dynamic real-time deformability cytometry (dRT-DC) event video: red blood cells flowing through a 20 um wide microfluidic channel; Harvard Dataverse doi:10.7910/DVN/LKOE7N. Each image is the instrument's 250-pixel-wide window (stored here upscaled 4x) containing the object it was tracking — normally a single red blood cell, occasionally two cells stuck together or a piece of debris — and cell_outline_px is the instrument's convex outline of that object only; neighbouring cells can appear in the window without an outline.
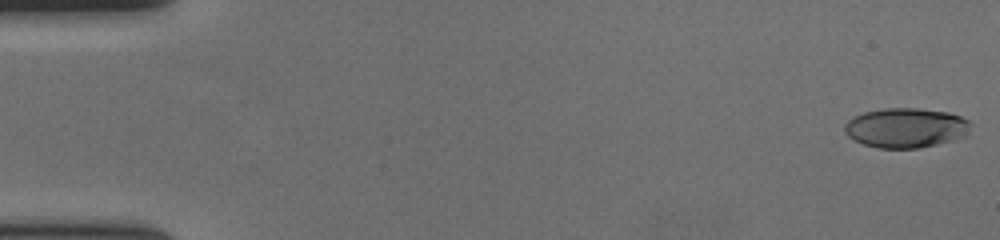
{"species": "human", "species_latin": "Homo sapiens", "temperature_condition": "cold", "stored_images_in_passage": 59, "camera_frame_rate_fps": 3000, "um_per_image_px": 0.085, "donor": {"sex": "female"}, "frame": {"image": 1, "passage_image": 1, "time_ms": 0.0, "image_size_px": [1000, 240], "cell_outline_px": [[972, 124], [968, 136], [920, 148], [876, 148], [852, 140], [844, 132], [844, 124], [852, 116], [864, 112], [884, 108], [916, 108], [948, 112], [960, 116], [968, 120]], "centroid_in_image_um": [76.99, 10.86], "position_along_channel_um": 8.0, "area_um2": 29.54}}
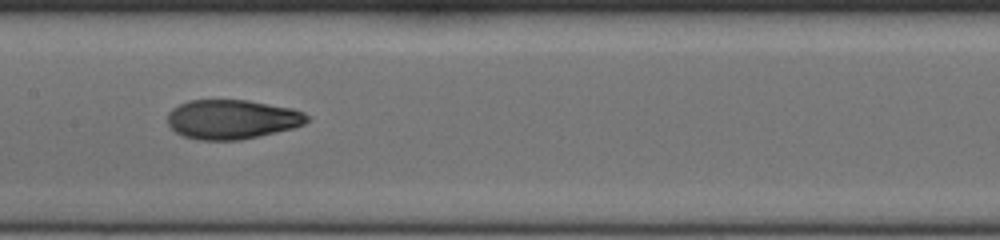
{"frame": {"image": 2, "passage_image": 30, "time_ms": 9.667, "image_size_px": [1000, 240], "cell_outline_px": [[308, 120], [304, 124], [292, 128], [260, 136], [240, 140], [196, 140], [184, 136], [176, 132], [168, 124], [168, 112], [172, 108], [188, 100], [248, 100], [292, 108], [304, 112], [308, 116]], "centroid_in_image_um": [19.71, 10.14], "position_along_channel_um": 187.7, "area_um2": 32.08}}
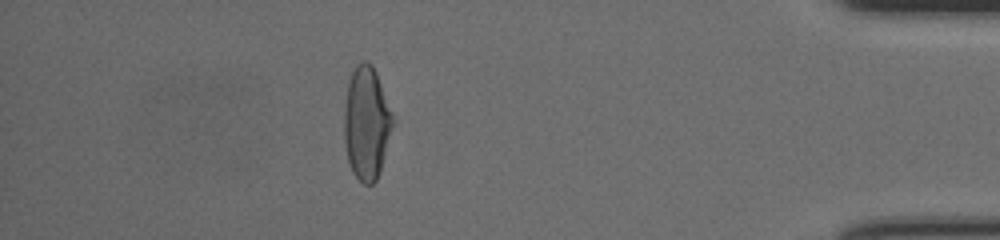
{"frame": {"image": 3, "passage_image": 52, "time_ms": 17.0, "image_size_px": [1000, 240], "cell_outline_px": [[396, 120], [380, 172], [376, 180], [372, 184], [364, 184], [352, 172], [348, 160], [344, 140], [344, 108], [348, 80], [356, 64], [364, 60], [372, 64], [376, 72]], "centroid_in_image_um": [31.18, 10.45], "position_along_channel_um": 404.0, "area_um2": 32.54}, "authors_computed_cell_mechanics": {"area_um2": 31.7322, "velocity_mm_per_s": 3.5817, "shape_relaxation_time_tau1_ms": 4.9477, "shape_relaxation_time_tau2_ms": 1.7967, "deformation_change_tau1": 0.2069, "deformation_change_tau2": 0.0751}}